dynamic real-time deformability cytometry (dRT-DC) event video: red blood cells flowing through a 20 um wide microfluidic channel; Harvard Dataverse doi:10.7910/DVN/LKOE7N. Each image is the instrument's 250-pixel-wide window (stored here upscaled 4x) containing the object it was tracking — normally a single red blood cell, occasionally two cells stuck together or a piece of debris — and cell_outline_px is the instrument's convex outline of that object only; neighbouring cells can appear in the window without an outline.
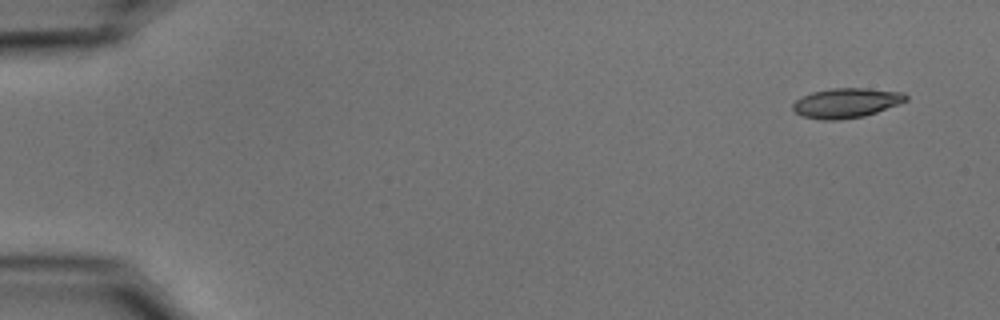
{"species": "common noctule bat (a hibernating species)", "species_latin": "Nyctalus noctula", "temperature_condition": "cold", "stored_images_in_passage": 46, "camera_frame_rate_fps": 3000, "um_per_image_px": 0.085, "animal": {"sex": "male", "body_mass_g": 15.6}, "frame": {"image": 1, "passage_image": 1, "time_ms": 0.0, "image_size_px": [1000, 320], "cell_outline_px": [[908, 100], [900, 104], [864, 116], [836, 120], [820, 120], [804, 116], [796, 112], [792, 108], [792, 104], [796, 100], [812, 92], [832, 88], [868, 88], [904, 92], [908, 96]], "centroid_in_image_um": [71.97, 8.74], "position_along_channel_um": 13.0, "area_um2": 19.59}}
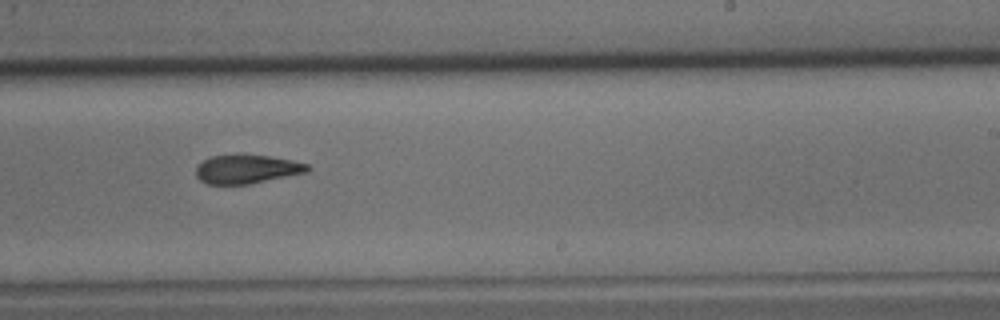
{"frame": {"image": 2, "passage_image": 32, "time_ms": 10.333, "image_size_px": [1000, 320], "cell_outline_px": [[312, 168], [308, 172], [248, 184], [208, 184], [200, 180], [196, 176], [196, 164], [208, 156], [240, 152], [268, 156], [308, 164]], "centroid_in_image_um": [20.91, 14.34], "position_along_channel_um": 268.1, "area_um2": 19.25}}
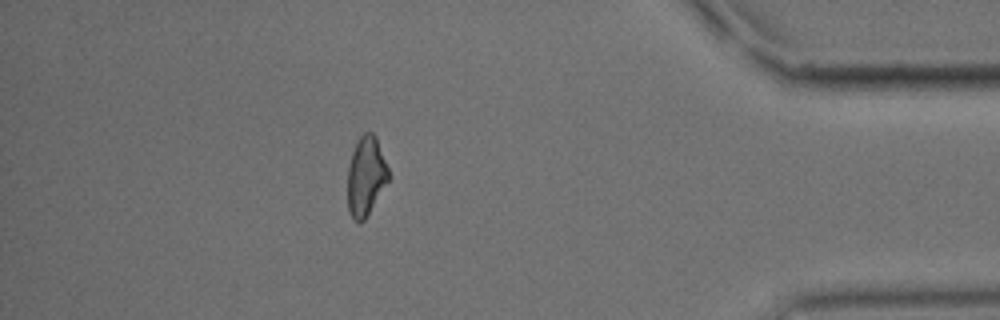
{"frame": {"image": 3, "passage_image": 46, "time_ms": 15.0, "image_size_px": [1000, 320], "cell_outline_px": [[388, 180], [364, 220], [352, 220], [348, 208], [348, 168], [352, 152], [356, 140], [364, 132], [372, 132], [376, 136], [388, 168]], "centroid_in_image_um": [31.08, 14.93], "position_along_channel_um": 404.1, "area_um2": 18.55}, "authors_computed_cell_mechanics": {"area_um2": 19.652, "velocity_mm_per_s": 3.7073, "shape_relaxation_time_tau1_ms": 3.3267, "shape_relaxation_time_tau2_ms": 4.4926, "deformation_change_tau1": 0.1358, "deformation_change_tau2": 0.1249}}